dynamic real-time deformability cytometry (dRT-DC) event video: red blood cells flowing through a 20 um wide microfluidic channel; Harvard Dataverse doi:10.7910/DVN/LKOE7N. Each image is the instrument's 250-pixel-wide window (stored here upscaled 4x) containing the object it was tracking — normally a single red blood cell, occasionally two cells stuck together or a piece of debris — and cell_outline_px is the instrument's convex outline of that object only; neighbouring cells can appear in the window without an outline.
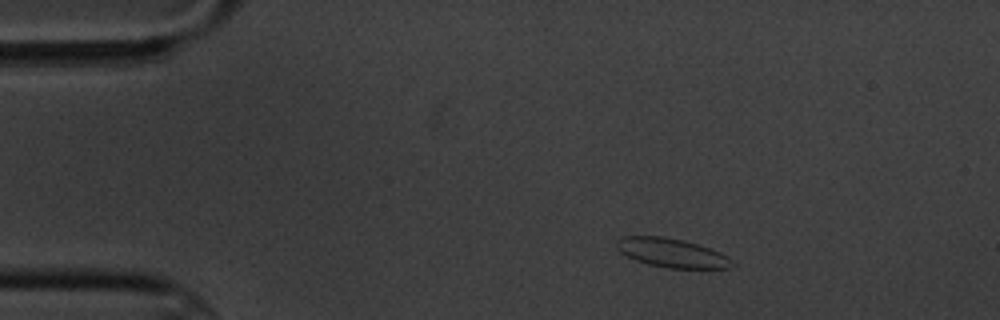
{"species": "common noctule bat (a hibernating species)", "species_latin": "Nyctalus noctula", "temperature_condition": "cold", "stored_images_in_passage": 3, "camera_frame_rate_fps": 3000, "um_per_image_px": 0.085, "animal": {"sex": "male", "body_mass_g": 20.1, "forearm_length_mm": 53.5}, "frame": {"image": 1, "passage_image": 1, "time_ms": 0.0, "image_size_px": [1000, 320], "cell_outline_px": [[736, 264], [728, 268], [668, 268], [648, 264], [636, 260], [620, 252], [616, 248], [616, 240], [624, 236], [664, 236], [684, 240], [720, 252], [728, 256]], "centroid_in_image_um": [57.1, 21.49], "position_along_channel_um": 27.9, "area_um2": 19.48}}